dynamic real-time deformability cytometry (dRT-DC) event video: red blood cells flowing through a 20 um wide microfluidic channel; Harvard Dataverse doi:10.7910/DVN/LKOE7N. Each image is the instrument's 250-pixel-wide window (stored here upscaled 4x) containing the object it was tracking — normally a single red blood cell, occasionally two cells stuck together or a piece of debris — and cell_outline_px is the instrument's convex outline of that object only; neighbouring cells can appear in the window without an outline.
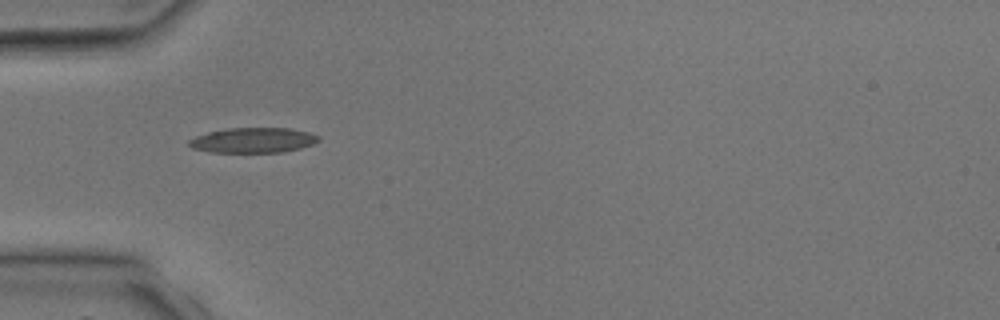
{"species": "common noctule bat (a hibernating species)", "species_latin": "Nyctalus noctula", "temperature_condition": "room temperature", "stored_images_in_passage": 3, "camera_frame_rate_fps": 3000, "um_per_image_px": 0.085, "animal": {"sex": "male", "body_mass_g": 17.9, "forearm_length_mm": 54.2}, "frame": {"image": 1, "passage_image": 3, "time_ms": 3.0, "image_size_px": [1000, 320], "cell_outline_px": [[320, 140], [312, 144], [300, 148], [284, 152], [208, 152], [192, 148], [188, 144], [188, 140], [196, 136], [208, 132], [228, 128], [292, 128], [308, 132], [320, 136]], "centroid_in_image_um": [21.52, 11.92], "position_along_channel_um": 63.5, "area_um2": 19.02}}